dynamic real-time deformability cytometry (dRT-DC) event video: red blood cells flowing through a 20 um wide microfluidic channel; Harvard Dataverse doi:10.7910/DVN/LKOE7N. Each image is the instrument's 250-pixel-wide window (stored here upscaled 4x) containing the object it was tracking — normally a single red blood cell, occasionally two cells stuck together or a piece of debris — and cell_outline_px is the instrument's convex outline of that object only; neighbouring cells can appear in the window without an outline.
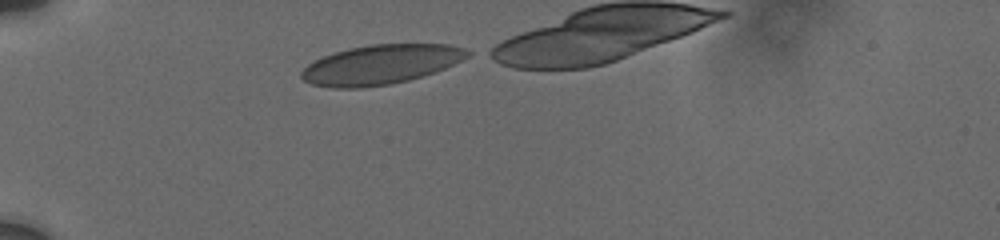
{"species": "human", "species_latin": "Homo sapiens", "temperature_condition": "cold", "stored_images_in_passage": 7, "segment_of_instrument_passage": [1, 2], "camera_frame_rate_fps": 3000, "um_per_image_px": 0.085, "donor": {"sex": "male"}, "frame": {"image": 1, "passage_image": 1, "time_ms": 0.0, "image_size_px": [1000, 240], "cell_outline_px": [[472, 52], [468, 56], [444, 68], [408, 80], [388, 84], [360, 88], [332, 88], [312, 84], [304, 80], [300, 76], [300, 72], [308, 64], [324, 56], [348, 48], [372, 44], [448, 44], [464, 48]], "centroid_in_image_um": [32.33, 5.48], "position_along_channel_um": 52.7, "area_um2": 37.8}}
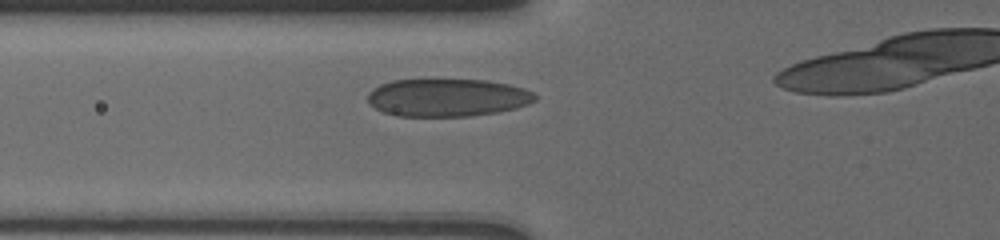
{"frame": {"image": 2, "passage_image": 4, "time_ms": 1.667, "image_size_px": [1000, 240], "cell_outline_px": [[536, 100], [528, 104], [516, 108], [496, 112], [468, 116], [400, 116], [384, 112], [376, 108], [368, 100], [368, 92], [372, 88], [380, 84], [392, 80], [488, 80], [508, 84], [524, 88], [532, 92], [536, 96]], "centroid_in_image_um": [38.03, 8.29], "position_along_channel_um": 87.8, "area_um2": 36.7}}
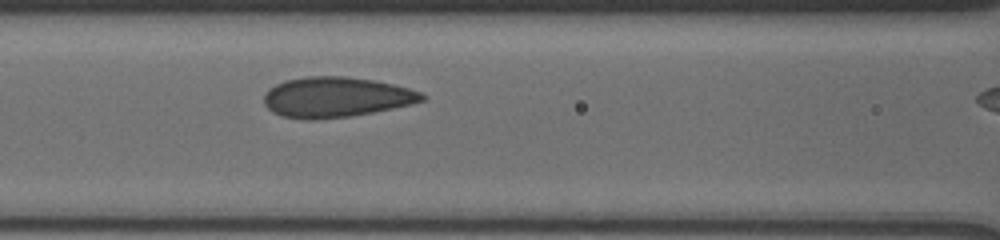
{"frame": {"image": 3, "passage_image": 6, "time_ms": 3.0, "image_size_px": [1000, 240], "cell_outline_px": [[428, 96], [424, 100], [412, 104], [372, 112], [348, 116], [312, 120], [308, 120], [284, 116], [272, 112], [264, 104], [264, 96], [268, 88], [284, 80], [304, 76], [348, 76], [376, 80], [408, 88], [420, 92]], "centroid_in_image_um": [28.55, 8.24], "position_along_channel_um": 138.1, "area_um2": 37.17}}